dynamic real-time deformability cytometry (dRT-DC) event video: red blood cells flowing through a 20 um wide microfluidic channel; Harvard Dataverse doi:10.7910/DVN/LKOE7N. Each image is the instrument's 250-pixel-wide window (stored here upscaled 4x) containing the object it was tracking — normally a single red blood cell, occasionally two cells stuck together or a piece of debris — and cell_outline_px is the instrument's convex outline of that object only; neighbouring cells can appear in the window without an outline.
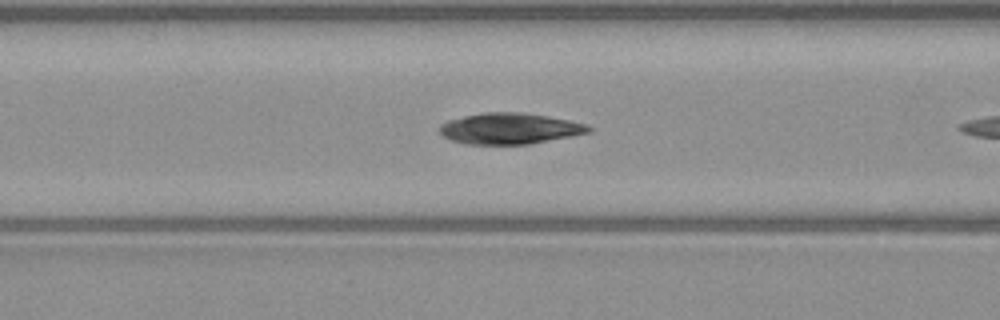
{"species": "common noctule bat (a hibernating species)", "species_latin": "Nyctalus noctula", "temperature_condition": "warm", "stored_images_in_passage": 9, "camera_frame_rate_fps": 3000, "um_per_image_px": 0.085, "animal": {"sex": "male", "body_mass_g": 23.1, "forearm_length_mm": 52.7}, "frame": {"image": 1, "passage_image": 8, "time_ms": 2.333, "image_size_px": [1000, 320], "cell_outline_px": [[592, 132], [572, 136], [528, 144], [464, 144], [448, 140], [440, 132], [440, 124], [448, 120], [464, 116], [484, 112], [524, 112], [548, 116], [588, 124], [592, 128]], "centroid_in_image_um": [43.33, 10.92], "position_along_channel_um": 123.3, "area_um2": 27.11}}